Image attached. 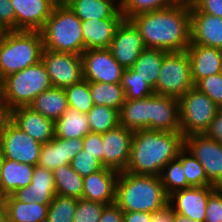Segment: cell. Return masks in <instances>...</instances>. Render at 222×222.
<instances>
[{
  "instance_id": "37",
  "label": "cell",
  "mask_w": 222,
  "mask_h": 222,
  "mask_svg": "<svg viewBox=\"0 0 222 222\" xmlns=\"http://www.w3.org/2000/svg\"><path fill=\"white\" fill-rule=\"evenodd\" d=\"M184 169V175L187 183L193 187L214 186L208 179L204 171V167L200 162L185 148H183L178 156Z\"/></svg>"
},
{
  "instance_id": "59",
  "label": "cell",
  "mask_w": 222,
  "mask_h": 222,
  "mask_svg": "<svg viewBox=\"0 0 222 222\" xmlns=\"http://www.w3.org/2000/svg\"><path fill=\"white\" fill-rule=\"evenodd\" d=\"M1 84H2V80H0V97L2 96Z\"/></svg>"
},
{
  "instance_id": "19",
  "label": "cell",
  "mask_w": 222,
  "mask_h": 222,
  "mask_svg": "<svg viewBox=\"0 0 222 222\" xmlns=\"http://www.w3.org/2000/svg\"><path fill=\"white\" fill-rule=\"evenodd\" d=\"M82 150V139H61L55 136L42 145L37 166L53 171L59 166L70 164L75 155Z\"/></svg>"
},
{
  "instance_id": "50",
  "label": "cell",
  "mask_w": 222,
  "mask_h": 222,
  "mask_svg": "<svg viewBox=\"0 0 222 222\" xmlns=\"http://www.w3.org/2000/svg\"><path fill=\"white\" fill-rule=\"evenodd\" d=\"M12 121V109L9 104L0 97V137L7 128L8 124Z\"/></svg>"
},
{
  "instance_id": "42",
  "label": "cell",
  "mask_w": 222,
  "mask_h": 222,
  "mask_svg": "<svg viewBox=\"0 0 222 222\" xmlns=\"http://www.w3.org/2000/svg\"><path fill=\"white\" fill-rule=\"evenodd\" d=\"M70 166L82 177L88 176L104 168L101 161L84 149L75 155Z\"/></svg>"
},
{
  "instance_id": "10",
  "label": "cell",
  "mask_w": 222,
  "mask_h": 222,
  "mask_svg": "<svg viewBox=\"0 0 222 222\" xmlns=\"http://www.w3.org/2000/svg\"><path fill=\"white\" fill-rule=\"evenodd\" d=\"M184 148L204 167L207 179L216 187L222 186V144L203 134L184 137Z\"/></svg>"
},
{
  "instance_id": "58",
  "label": "cell",
  "mask_w": 222,
  "mask_h": 222,
  "mask_svg": "<svg viewBox=\"0 0 222 222\" xmlns=\"http://www.w3.org/2000/svg\"><path fill=\"white\" fill-rule=\"evenodd\" d=\"M180 3H188L191 4L194 0H177Z\"/></svg>"
},
{
  "instance_id": "1",
  "label": "cell",
  "mask_w": 222,
  "mask_h": 222,
  "mask_svg": "<svg viewBox=\"0 0 222 222\" xmlns=\"http://www.w3.org/2000/svg\"><path fill=\"white\" fill-rule=\"evenodd\" d=\"M129 20L143 36L146 48L167 52L186 51L191 43L190 4L140 13Z\"/></svg>"
},
{
  "instance_id": "16",
  "label": "cell",
  "mask_w": 222,
  "mask_h": 222,
  "mask_svg": "<svg viewBox=\"0 0 222 222\" xmlns=\"http://www.w3.org/2000/svg\"><path fill=\"white\" fill-rule=\"evenodd\" d=\"M16 16V30L41 31L54 4L50 0H10Z\"/></svg>"
},
{
  "instance_id": "6",
  "label": "cell",
  "mask_w": 222,
  "mask_h": 222,
  "mask_svg": "<svg viewBox=\"0 0 222 222\" xmlns=\"http://www.w3.org/2000/svg\"><path fill=\"white\" fill-rule=\"evenodd\" d=\"M49 75L42 61L2 79V98L13 110L29 106L34 98L52 88Z\"/></svg>"
},
{
  "instance_id": "35",
  "label": "cell",
  "mask_w": 222,
  "mask_h": 222,
  "mask_svg": "<svg viewBox=\"0 0 222 222\" xmlns=\"http://www.w3.org/2000/svg\"><path fill=\"white\" fill-rule=\"evenodd\" d=\"M160 178L168 196L176 191L191 187L187 183L182 162L178 157L170 160L165 165L163 171L161 172Z\"/></svg>"
},
{
  "instance_id": "26",
  "label": "cell",
  "mask_w": 222,
  "mask_h": 222,
  "mask_svg": "<svg viewBox=\"0 0 222 222\" xmlns=\"http://www.w3.org/2000/svg\"><path fill=\"white\" fill-rule=\"evenodd\" d=\"M35 166L19 163L1 157V182L0 188L7 195H12L19 188L31 183Z\"/></svg>"
},
{
  "instance_id": "40",
  "label": "cell",
  "mask_w": 222,
  "mask_h": 222,
  "mask_svg": "<svg viewBox=\"0 0 222 222\" xmlns=\"http://www.w3.org/2000/svg\"><path fill=\"white\" fill-rule=\"evenodd\" d=\"M177 3V0H120V10L124 19H129L140 13L167 8Z\"/></svg>"
},
{
  "instance_id": "13",
  "label": "cell",
  "mask_w": 222,
  "mask_h": 222,
  "mask_svg": "<svg viewBox=\"0 0 222 222\" xmlns=\"http://www.w3.org/2000/svg\"><path fill=\"white\" fill-rule=\"evenodd\" d=\"M146 48L143 36L129 19H123L116 28L110 44L113 58L124 68L130 69Z\"/></svg>"
},
{
  "instance_id": "12",
  "label": "cell",
  "mask_w": 222,
  "mask_h": 222,
  "mask_svg": "<svg viewBox=\"0 0 222 222\" xmlns=\"http://www.w3.org/2000/svg\"><path fill=\"white\" fill-rule=\"evenodd\" d=\"M83 79L93 82L121 83L124 68L109 48L89 49L82 54Z\"/></svg>"
},
{
  "instance_id": "51",
  "label": "cell",
  "mask_w": 222,
  "mask_h": 222,
  "mask_svg": "<svg viewBox=\"0 0 222 222\" xmlns=\"http://www.w3.org/2000/svg\"><path fill=\"white\" fill-rule=\"evenodd\" d=\"M152 222H174V210L168 204L166 207L152 214Z\"/></svg>"
},
{
  "instance_id": "28",
  "label": "cell",
  "mask_w": 222,
  "mask_h": 222,
  "mask_svg": "<svg viewBox=\"0 0 222 222\" xmlns=\"http://www.w3.org/2000/svg\"><path fill=\"white\" fill-rule=\"evenodd\" d=\"M29 106L54 122H56L69 107L65 89L59 87H52L39 94Z\"/></svg>"
},
{
  "instance_id": "54",
  "label": "cell",
  "mask_w": 222,
  "mask_h": 222,
  "mask_svg": "<svg viewBox=\"0 0 222 222\" xmlns=\"http://www.w3.org/2000/svg\"><path fill=\"white\" fill-rule=\"evenodd\" d=\"M7 219V209L6 205L4 207H0V222H5Z\"/></svg>"
},
{
  "instance_id": "15",
  "label": "cell",
  "mask_w": 222,
  "mask_h": 222,
  "mask_svg": "<svg viewBox=\"0 0 222 222\" xmlns=\"http://www.w3.org/2000/svg\"><path fill=\"white\" fill-rule=\"evenodd\" d=\"M216 186L189 187L169 196V205L174 213L181 214L196 222H204L209 195Z\"/></svg>"
},
{
  "instance_id": "47",
  "label": "cell",
  "mask_w": 222,
  "mask_h": 222,
  "mask_svg": "<svg viewBox=\"0 0 222 222\" xmlns=\"http://www.w3.org/2000/svg\"><path fill=\"white\" fill-rule=\"evenodd\" d=\"M0 23L8 31L16 30V16L10 0H0Z\"/></svg>"
},
{
  "instance_id": "38",
  "label": "cell",
  "mask_w": 222,
  "mask_h": 222,
  "mask_svg": "<svg viewBox=\"0 0 222 222\" xmlns=\"http://www.w3.org/2000/svg\"><path fill=\"white\" fill-rule=\"evenodd\" d=\"M77 199L56 195L49 204L46 222H73Z\"/></svg>"
},
{
  "instance_id": "3",
  "label": "cell",
  "mask_w": 222,
  "mask_h": 222,
  "mask_svg": "<svg viewBox=\"0 0 222 222\" xmlns=\"http://www.w3.org/2000/svg\"><path fill=\"white\" fill-rule=\"evenodd\" d=\"M115 203L124 212L153 214L169 204L160 176L119 172L116 181Z\"/></svg>"
},
{
  "instance_id": "24",
  "label": "cell",
  "mask_w": 222,
  "mask_h": 222,
  "mask_svg": "<svg viewBox=\"0 0 222 222\" xmlns=\"http://www.w3.org/2000/svg\"><path fill=\"white\" fill-rule=\"evenodd\" d=\"M67 6L81 21L124 19L120 0H70Z\"/></svg>"
},
{
  "instance_id": "36",
  "label": "cell",
  "mask_w": 222,
  "mask_h": 222,
  "mask_svg": "<svg viewBox=\"0 0 222 222\" xmlns=\"http://www.w3.org/2000/svg\"><path fill=\"white\" fill-rule=\"evenodd\" d=\"M121 85L127 100L143 99L154 94L153 87L147 81L137 76V72L132 68L124 69Z\"/></svg>"
},
{
  "instance_id": "30",
  "label": "cell",
  "mask_w": 222,
  "mask_h": 222,
  "mask_svg": "<svg viewBox=\"0 0 222 222\" xmlns=\"http://www.w3.org/2000/svg\"><path fill=\"white\" fill-rule=\"evenodd\" d=\"M49 204L25 203L6 197L7 219L11 222H46Z\"/></svg>"
},
{
  "instance_id": "39",
  "label": "cell",
  "mask_w": 222,
  "mask_h": 222,
  "mask_svg": "<svg viewBox=\"0 0 222 222\" xmlns=\"http://www.w3.org/2000/svg\"><path fill=\"white\" fill-rule=\"evenodd\" d=\"M69 107L87 114L94 106L90 94L89 81L82 79L80 82L65 88Z\"/></svg>"
},
{
  "instance_id": "2",
  "label": "cell",
  "mask_w": 222,
  "mask_h": 222,
  "mask_svg": "<svg viewBox=\"0 0 222 222\" xmlns=\"http://www.w3.org/2000/svg\"><path fill=\"white\" fill-rule=\"evenodd\" d=\"M184 148L181 132L133 131L130 157L125 172L160 176L165 165Z\"/></svg>"
},
{
  "instance_id": "60",
  "label": "cell",
  "mask_w": 222,
  "mask_h": 222,
  "mask_svg": "<svg viewBox=\"0 0 222 222\" xmlns=\"http://www.w3.org/2000/svg\"><path fill=\"white\" fill-rule=\"evenodd\" d=\"M0 182H1V156H0Z\"/></svg>"
},
{
  "instance_id": "4",
  "label": "cell",
  "mask_w": 222,
  "mask_h": 222,
  "mask_svg": "<svg viewBox=\"0 0 222 222\" xmlns=\"http://www.w3.org/2000/svg\"><path fill=\"white\" fill-rule=\"evenodd\" d=\"M43 49L41 31H7L0 40L1 79L39 63Z\"/></svg>"
},
{
  "instance_id": "17",
  "label": "cell",
  "mask_w": 222,
  "mask_h": 222,
  "mask_svg": "<svg viewBox=\"0 0 222 222\" xmlns=\"http://www.w3.org/2000/svg\"><path fill=\"white\" fill-rule=\"evenodd\" d=\"M150 130L181 132L180 102L170 96H150Z\"/></svg>"
},
{
  "instance_id": "23",
  "label": "cell",
  "mask_w": 222,
  "mask_h": 222,
  "mask_svg": "<svg viewBox=\"0 0 222 222\" xmlns=\"http://www.w3.org/2000/svg\"><path fill=\"white\" fill-rule=\"evenodd\" d=\"M191 43L222 50V18L202 12H190Z\"/></svg>"
},
{
  "instance_id": "43",
  "label": "cell",
  "mask_w": 222,
  "mask_h": 222,
  "mask_svg": "<svg viewBox=\"0 0 222 222\" xmlns=\"http://www.w3.org/2000/svg\"><path fill=\"white\" fill-rule=\"evenodd\" d=\"M195 87L210 97L211 100L222 109V72L203 78Z\"/></svg>"
},
{
  "instance_id": "57",
  "label": "cell",
  "mask_w": 222,
  "mask_h": 222,
  "mask_svg": "<svg viewBox=\"0 0 222 222\" xmlns=\"http://www.w3.org/2000/svg\"><path fill=\"white\" fill-rule=\"evenodd\" d=\"M7 29L0 23V40L6 35Z\"/></svg>"
},
{
  "instance_id": "29",
  "label": "cell",
  "mask_w": 222,
  "mask_h": 222,
  "mask_svg": "<svg viewBox=\"0 0 222 222\" xmlns=\"http://www.w3.org/2000/svg\"><path fill=\"white\" fill-rule=\"evenodd\" d=\"M90 133L87 114L68 107L66 112L55 122V136L61 139H82Z\"/></svg>"
},
{
  "instance_id": "33",
  "label": "cell",
  "mask_w": 222,
  "mask_h": 222,
  "mask_svg": "<svg viewBox=\"0 0 222 222\" xmlns=\"http://www.w3.org/2000/svg\"><path fill=\"white\" fill-rule=\"evenodd\" d=\"M90 94L94 105H104L120 111L125 102L121 83L89 81Z\"/></svg>"
},
{
  "instance_id": "52",
  "label": "cell",
  "mask_w": 222,
  "mask_h": 222,
  "mask_svg": "<svg viewBox=\"0 0 222 222\" xmlns=\"http://www.w3.org/2000/svg\"><path fill=\"white\" fill-rule=\"evenodd\" d=\"M123 222H152V214L146 212H124Z\"/></svg>"
},
{
  "instance_id": "41",
  "label": "cell",
  "mask_w": 222,
  "mask_h": 222,
  "mask_svg": "<svg viewBox=\"0 0 222 222\" xmlns=\"http://www.w3.org/2000/svg\"><path fill=\"white\" fill-rule=\"evenodd\" d=\"M106 204L77 199L73 222H99Z\"/></svg>"
},
{
  "instance_id": "7",
  "label": "cell",
  "mask_w": 222,
  "mask_h": 222,
  "mask_svg": "<svg viewBox=\"0 0 222 222\" xmlns=\"http://www.w3.org/2000/svg\"><path fill=\"white\" fill-rule=\"evenodd\" d=\"M195 85L191 78V65L187 51L168 52L163 59L155 94L180 99Z\"/></svg>"
},
{
  "instance_id": "44",
  "label": "cell",
  "mask_w": 222,
  "mask_h": 222,
  "mask_svg": "<svg viewBox=\"0 0 222 222\" xmlns=\"http://www.w3.org/2000/svg\"><path fill=\"white\" fill-rule=\"evenodd\" d=\"M205 215L204 222H222V186L209 195Z\"/></svg>"
},
{
  "instance_id": "25",
  "label": "cell",
  "mask_w": 222,
  "mask_h": 222,
  "mask_svg": "<svg viewBox=\"0 0 222 222\" xmlns=\"http://www.w3.org/2000/svg\"><path fill=\"white\" fill-rule=\"evenodd\" d=\"M123 19H89L82 21L81 30L85 50L109 48L116 28Z\"/></svg>"
},
{
  "instance_id": "20",
  "label": "cell",
  "mask_w": 222,
  "mask_h": 222,
  "mask_svg": "<svg viewBox=\"0 0 222 222\" xmlns=\"http://www.w3.org/2000/svg\"><path fill=\"white\" fill-rule=\"evenodd\" d=\"M119 172L110 168L83 177L82 199L106 205L115 203L116 181Z\"/></svg>"
},
{
  "instance_id": "49",
  "label": "cell",
  "mask_w": 222,
  "mask_h": 222,
  "mask_svg": "<svg viewBox=\"0 0 222 222\" xmlns=\"http://www.w3.org/2000/svg\"><path fill=\"white\" fill-rule=\"evenodd\" d=\"M124 211L116 204L106 205L99 222H123Z\"/></svg>"
},
{
  "instance_id": "31",
  "label": "cell",
  "mask_w": 222,
  "mask_h": 222,
  "mask_svg": "<svg viewBox=\"0 0 222 222\" xmlns=\"http://www.w3.org/2000/svg\"><path fill=\"white\" fill-rule=\"evenodd\" d=\"M167 53V51L161 49L145 48L134 62L132 69L137 72V76L147 81L154 88L164 56Z\"/></svg>"
},
{
  "instance_id": "21",
  "label": "cell",
  "mask_w": 222,
  "mask_h": 222,
  "mask_svg": "<svg viewBox=\"0 0 222 222\" xmlns=\"http://www.w3.org/2000/svg\"><path fill=\"white\" fill-rule=\"evenodd\" d=\"M186 51L190 59L194 85L203 78L222 72L221 49L190 43Z\"/></svg>"
},
{
  "instance_id": "48",
  "label": "cell",
  "mask_w": 222,
  "mask_h": 222,
  "mask_svg": "<svg viewBox=\"0 0 222 222\" xmlns=\"http://www.w3.org/2000/svg\"><path fill=\"white\" fill-rule=\"evenodd\" d=\"M204 134L222 144V109L216 112L215 117Z\"/></svg>"
},
{
  "instance_id": "11",
  "label": "cell",
  "mask_w": 222,
  "mask_h": 222,
  "mask_svg": "<svg viewBox=\"0 0 222 222\" xmlns=\"http://www.w3.org/2000/svg\"><path fill=\"white\" fill-rule=\"evenodd\" d=\"M42 145L11 121L0 137V156L37 166Z\"/></svg>"
},
{
  "instance_id": "46",
  "label": "cell",
  "mask_w": 222,
  "mask_h": 222,
  "mask_svg": "<svg viewBox=\"0 0 222 222\" xmlns=\"http://www.w3.org/2000/svg\"><path fill=\"white\" fill-rule=\"evenodd\" d=\"M190 12H202L222 18V0H194Z\"/></svg>"
},
{
  "instance_id": "32",
  "label": "cell",
  "mask_w": 222,
  "mask_h": 222,
  "mask_svg": "<svg viewBox=\"0 0 222 222\" xmlns=\"http://www.w3.org/2000/svg\"><path fill=\"white\" fill-rule=\"evenodd\" d=\"M53 177L57 195L82 199L83 177L70 164L55 168Z\"/></svg>"
},
{
  "instance_id": "5",
  "label": "cell",
  "mask_w": 222,
  "mask_h": 222,
  "mask_svg": "<svg viewBox=\"0 0 222 222\" xmlns=\"http://www.w3.org/2000/svg\"><path fill=\"white\" fill-rule=\"evenodd\" d=\"M81 23L68 6H55L41 30L44 48L81 55L85 51Z\"/></svg>"
},
{
  "instance_id": "55",
  "label": "cell",
  "mask_w": 222,
  "mask_h": 222,
  "mask_svg": "<svg viewBox=\"0 0 222 222\" xmlns=\"http://www.w3.org/2000/svg\"><path fill=\"white\" fill-rule=\"evenodd\" d=\"M54 6H67L70 0H50Z\"/></svg>"
},
{
  "instance_id": "34",
  "label": "cell",
  "mask_w": 222,
  "mask_h": 222,
  "mask_svg": "<svg viewBox=\"0 0 222 222\" xmlns=\"http://www.w3.org/2000/svg\"><path fill=\"white\" fill-rule=\"evenodd\" d=\"M91 133L103 134L119 125V111L104 105H94L87 113Z\"/></svg>"
},
{
  "instance_id": "8",
  "label": "cell",
  "mask_w": 222,
  "mask_h": 222,
  "mask_svg": "<svg viewBox=\"0 0 222 222\" xmlns=\"http://www.w3.org/2000/svg\"><path fill=\"white\" fill-rule=\"evenodd\" d=\"M180 126L183 136L203 134L220 109L197 87L189 89L180 99Z\"/></svg>"
},
{
  "instance_id": "56",
  "label": "cell",
  "mask_w": 222,
  "mask_h": 222,
  "mask_svg": "<svg viewBox=\"0 0 222 222\" xmlns=\"http://www.w3.org/2000/svg\"><path fill=\"white\" fill-rule=\"evenodd\" d=\"M6 197L7 195L0 188V207H4L6 205Z\"/></svg>"
},
{
  "instance_id": "27",
  "label": "cell",
  "mask_w": 222,
  "mask_h": 222,
  "mask_svg": "<svg viewBox=\"0 0 222 222\" xmlns=\"http://www.w3.org/2000/svg\"><path fill=\"white\" fill-rule=\"evenodd\" d=\"M119 124L131 131L150 130V96L137 99H125L119 111Z\"/></svg>"
},
{
  "instance_id": "18",
  "label": "cell",
  "mask_w": 222,
  "mask_h": 222,
  "mask_svg": "<svg viewBox=\"0 0 222 222\" xmlns=\"http://www.w3.org/2000/svg\"><path fill=\"white\" fill-rule=\"evenodd\" d=\"M12 122L41 144H45L55 137V122L36 112L30 106L13 109Z\"/></svg>"
},
{
  "instance_id": "22",
  "label": "cell",
  "mask_w": 222,
  "mask_h": 222,
  "mask_svg": "<svg viewBox=\"0 0 222 222\" xmlns=\"http://www.w3.org/2000/svg\"><path fill=\"white\" fill-rule=\"evenodd\" d=\"M12 195L25 203L50 204L57 195L53 171L35 166L31 183L26 187L19 188Z\"/></svg>"
},
{
  "instance_id": "45",
  "label": "cell",
  "mask_w": 222,
  "mask_h": 222,
  "mask_svg": "<svg viewBox=\"0 0 222 222\" xmlns=\"http://www.w3.org/2000/svg\"><path fill=\"white\" fill-rule=\"evenodd\" d=\"M83 149L90 155H94L103 165V142L102 134L88 133L82 138Z\"/></svg>"
},
{
  "instance_id": "9",
  "label": "cell",
  "mask_w": 222,
  "mask_h": 222,
  "mask_svg": "<svg viewBox=\"0 0 222 222\" xmlns=\"http://www.w3.org/2000/svg\"><path fill=\"white\" fill-rule=\"evenodd\" d=\"M41 61L53 87L65 89L83 79L82 56L43 49Z\"/></svg>"
},
{
  "instance_id": "53",
  "label": "cell",
  "mask_w": 222,
  "mask_h": 222,
  "mask_svg": "<svg viewBox=\"0 0 222 222\" xmlns=\"http://www.w3.org/2000/svg\"><path fill=\"white\" fill-rule=\"evenodd\" d=\"M174 222H196L178 213H174Z\"/></svg>"
},
{
  "instance_id": "14",
  "label": "cell",
  "mask_w": 222,
  "mask_h": 222,
  "mask_svg": "<svg viewBox=\"0 0 222 222\" xmlns=\"http://www.w3.org/2000/svg\"><path fill=\"white\" fill-rule=\"evenodd\" d=\"M133 131L118 125L102 134L103 166L124 172L130 157Z\"/></svg>"
}]
</instances>
